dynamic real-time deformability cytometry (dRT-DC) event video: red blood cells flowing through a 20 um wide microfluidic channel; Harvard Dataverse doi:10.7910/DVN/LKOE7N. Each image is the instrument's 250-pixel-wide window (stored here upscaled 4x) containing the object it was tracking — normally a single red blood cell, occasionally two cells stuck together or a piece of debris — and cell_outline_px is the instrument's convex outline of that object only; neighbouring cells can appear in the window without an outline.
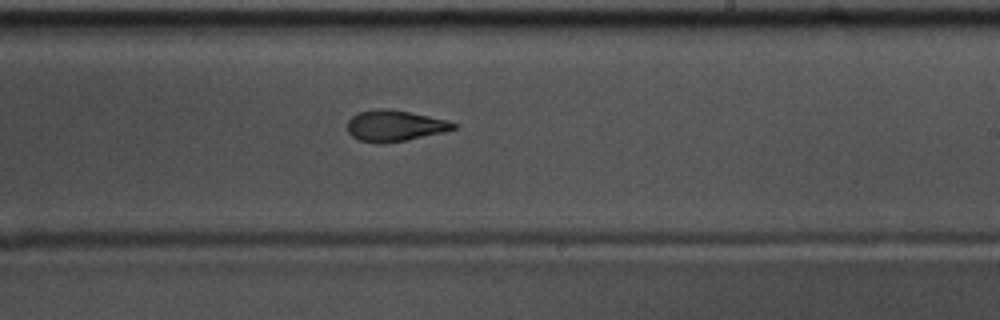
{"species": "common noctule bat (a hibernating species)", "species_latin": "Nyctalus noctula", "temperature_condition": "warm", "stored_images_in_passage": 52, "camera_frame_rate_fps": 3000, "um_per_image_px": 0.085, "animal": {"sex": "male", "body_mass_g": 17.5, "forearm_length_mm": 52.3}, "frame": {"image": 1, "passage_image": 30, "time_ms": 9.667, "image_size_px": [1000, 320], "cell_outline_px": [[460, 124], [456, 128], [444, 132], [384, 144], [376, 144], [360, 140], [352, 136], [348, 132], [348, 120], [352, 116], [360, 112], [376, 108], [388, 108], [448, 120]], "centroid_in_image_um": [33.56, 10.69], "position_along_channel_um": 255.4, "area_um2": 19.25}, "authors_computed_cell_mechanics": {"area_um2": 19.4497, "velocity_mm_per_s": 3.6514, "shape_relaxation_time_tau1_ms": 5.4169, "shape_relaxation_time_tau2_ms": 2.8496, "deformation_change_tau1": 0.1889, "deformation_change_tau2": 0.1137}}